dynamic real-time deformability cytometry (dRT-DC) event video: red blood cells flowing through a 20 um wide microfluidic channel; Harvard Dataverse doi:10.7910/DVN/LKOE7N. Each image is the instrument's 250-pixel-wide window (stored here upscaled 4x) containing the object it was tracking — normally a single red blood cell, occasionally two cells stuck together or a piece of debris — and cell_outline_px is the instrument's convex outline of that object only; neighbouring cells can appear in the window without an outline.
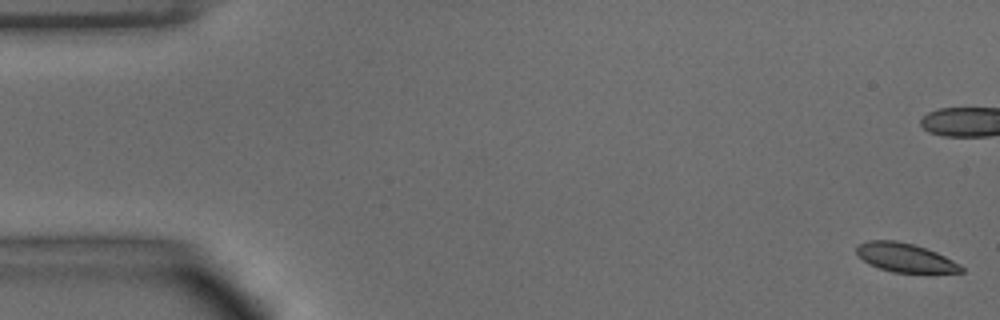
{"species": "common noctule bat (a hibernating species)", "species_latin": "Nyctalus noctula", "temperature_condition": "warm", "stored_images_in_passage": 19, "camera_frame_rate_fps": 3000, "um_per_image_px": 0.085, "animal": {"sex": "male", "body_mass_g": 15.6}, "frame": {"image": 1, "passage_image": 1, "time_ms": 0.0, "image_size_px": [1000, 320], "cell_outline_px": [[964, 272], [892, 272], [868, 264], [856, 252], [856, 248], [860, 244], [868, 240], [896, 240], [912, 244], [936, 252], [960, 264], [964, 268]], "centroid_in_image_um": [76.93, 21.89], "position_along_channel_um": 8.1, "area_um2": 17.28}}